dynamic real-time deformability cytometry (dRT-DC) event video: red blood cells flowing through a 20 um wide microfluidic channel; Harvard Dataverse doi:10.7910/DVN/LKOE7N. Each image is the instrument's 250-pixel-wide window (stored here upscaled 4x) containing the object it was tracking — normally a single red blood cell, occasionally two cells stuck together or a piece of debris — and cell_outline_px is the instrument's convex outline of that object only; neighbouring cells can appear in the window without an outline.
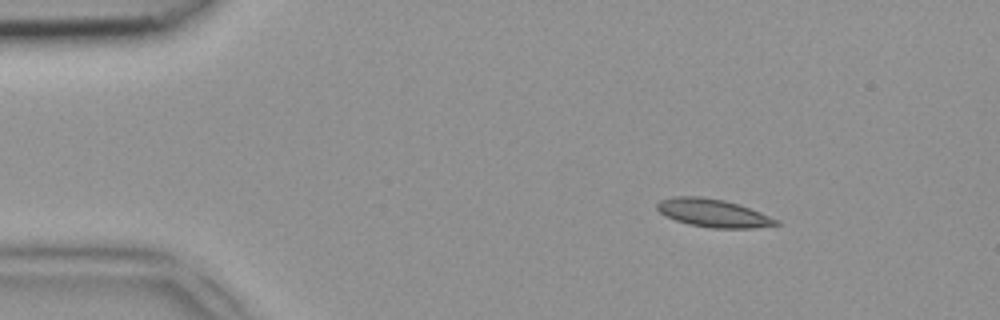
{"species": "common noctule bat (a hibernating species)", "species_latin": "Nyctalus noctula", "temperature_condition": "room temperature", "stored_images_in_passage": 42, "segment_of_instrument_passage": [1, 2], "camera_frame_rate_fps": 3000, "um_per_image_px": 0.085, "animal": {"sex": "female", "body_mass_g": 18.4}, "frame": {"image": 1, "passage_image": 1, "time_ms": 0.0, "image_size_px": [1000, 320], "cell_outline_px": [[780, 224], [752, 228], [712, 228], [688, 224], [676, 220], [660, 212], [656, 208], [656, 204], [660, 200], [676, 196], [700, 196], [724, 200], [740, 204], [780, 220]], "centroid_in_image_um": [60.64, 18.1], "position_along_channel_um": 24.4, "area_um2": 19.42}}
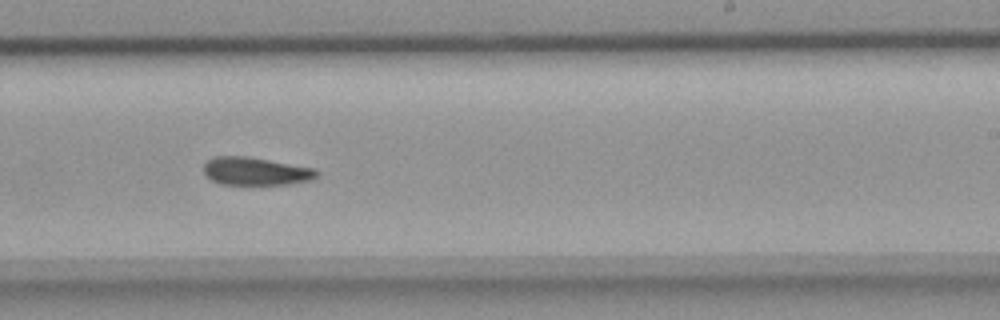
{"frame": {"image": 2, "passage_image": 23, "time_ms": 7.333, "image_size_px": [1000, 320], "cell_outline_px": [[320, 172], [316, 176], [308, 180], [288, 184], [220, 184], [212, 180], [204, 172], [204, 164], [212, 156], [248, 156], [316, 168]], "centroid_in_image_um": [21.73, 14.54], "position_along_channel_um": 267.3, "area_um2": 18.38}}
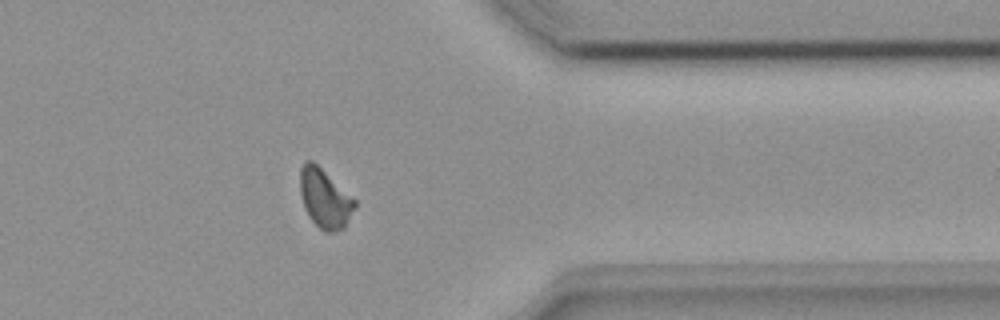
{"frame": {"image": 3, "passage_image": 32, "time_ms": 10.333, "image_size_px": [1000, 320], "cell_outline_px": [[356, 204], [344, 228], [332, 232], [324, 232], [312, 220], [304, 208], [300, 192], [300, 168], [304, 160], [312, 160], [356, 200]], "centroid_in_image_um": [27.58, 16.85], "position_along_channel_um": 383.8, "area_um2": 18.61}}